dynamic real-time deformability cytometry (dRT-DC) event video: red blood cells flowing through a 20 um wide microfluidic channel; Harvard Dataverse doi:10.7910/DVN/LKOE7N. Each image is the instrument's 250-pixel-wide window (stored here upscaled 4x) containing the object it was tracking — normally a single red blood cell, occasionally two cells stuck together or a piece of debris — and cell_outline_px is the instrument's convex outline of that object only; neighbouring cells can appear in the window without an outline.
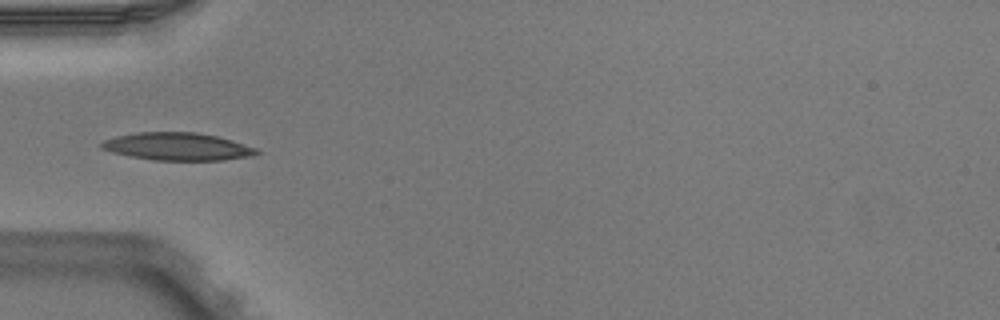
{"species": "Egyptian fruit bat (a non-hibernating species)", "species_latin": "Rousettus aegyptiacus", "temperature_condition": "warm", "stored_images_in_passage": 5, "camera_frame_rate_fps": 3000, "um_per_image_px": 0.085, "animal": {"sex": "male"}, "frame": {"image": 1, "passage_image": 4, "time_ms": 1.0, "image_size_px": [1000, 320], "cell_outline_px": [[260, 152], [256, 156], [224, 160], [152, 160], [112, 152], [100, 148], [100, 144], [104, 140], [116, 136], [136, 132], [196, 132], [216, 136], [232, 140], [256, 148]], "centroid_in_image_um": [15.11, 12.46], "position_along_channel_um": 69.9, "area_um2": 25.03}}
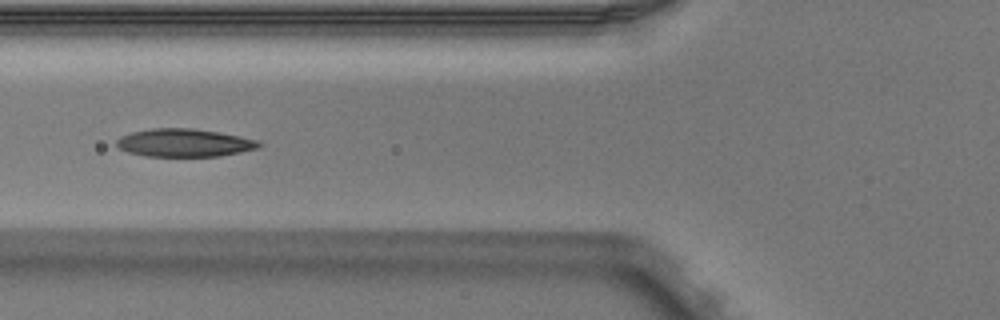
{"frame": {"image": 2, "passage_image": 5, "time_ms": 1.333, "image_size_px": [1000, 320], "cell_outline_px": [[264, 144], [260, 148], [220, 156], [144, 156], [128, 152], [120, 148], [116, 144], [116, 140], [120, 136], [132, 132], [152, 128], [196, 128], [220, 132], [260, 140]], "centroid_in_image_um": [15.71, 12.13], "position_along_channel_um": 110.1, "area_um2": 23.47}}